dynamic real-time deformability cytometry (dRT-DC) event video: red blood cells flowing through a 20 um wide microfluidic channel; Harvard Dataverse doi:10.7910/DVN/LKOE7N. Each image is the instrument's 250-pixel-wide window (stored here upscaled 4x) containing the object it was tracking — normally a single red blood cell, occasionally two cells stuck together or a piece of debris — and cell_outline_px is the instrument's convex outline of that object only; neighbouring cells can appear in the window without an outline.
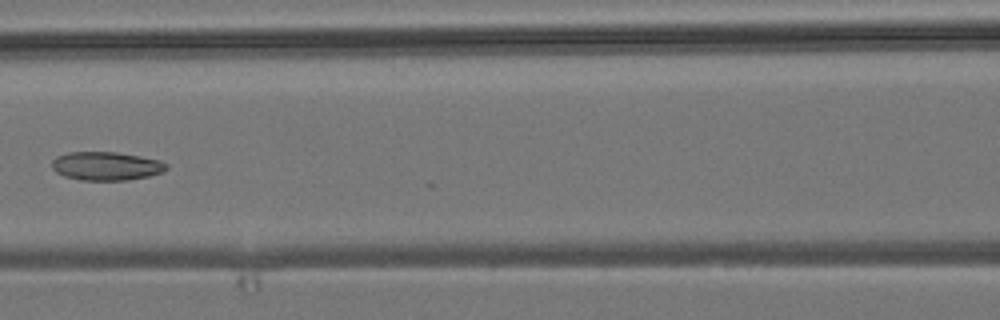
{"species": "common noctule bat (a hibernating species)", "species_latin": "Nyctalus noctula", "temperature_condition": "room temperature", "stored_images_in_passage": 7, "camera_frame_rate_fps": 3000, "um_per_image_px": 0.085, "animal": {"sex": "male", "body_mass_g": 19.2, "forearm_length_mm": 51.8}, "frame": {"image": 1, "passage_image": 7, "time_ms": 7.0, "image_size_px": [1000, 320], "cell_outline_px": [[168, 168], [164, 172], [148, 176], [128, 180], [80, 180], [64, 176], [56, 172], [52, 168], [52, 160], [56, 156], [68, 152], [116, 152], [140, 156], [160, 160], [168, 164]], "centroid_in_image_um": [9.04, 14.11], "position_along_channel_um": 157.6, "area_um2": 19.19}}